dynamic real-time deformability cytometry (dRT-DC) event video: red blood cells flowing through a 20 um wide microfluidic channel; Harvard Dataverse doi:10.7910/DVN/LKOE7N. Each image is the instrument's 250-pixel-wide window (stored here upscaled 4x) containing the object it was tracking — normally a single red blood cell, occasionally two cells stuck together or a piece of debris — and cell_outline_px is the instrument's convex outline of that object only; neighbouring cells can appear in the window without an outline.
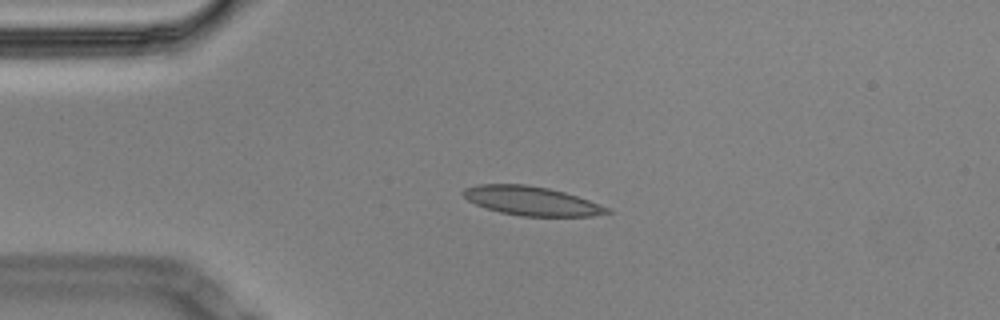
{"species": "Egyptian fruit bat (a non-hibernating species)", "species_latin": "Rousettus aegyptiacus", "temperature_condition": "cold", "stored_images_in_passage": 45, "camera_frame_rate_fps": 3000, "um_per_image_px": 0.085, "animal": {"sex": "male"}, "frame": {"image": 1, "passage_image": 1, "time_ms": 0.0, "image_size_px": [1000, 320], "cell_outline_px": [[612, 212], [592, 216], [520, 216], [500, 212], [476, 204], [468, 200], [460, 192], [464, 188], [480, 184], [524, 184], [548, 188], [564, 192], [588, 200], [608, 208]], "centroid_in_image_um": [45.15, 17.07], "position_along_channel_um": 39.9, "area_um2": 24.04}}
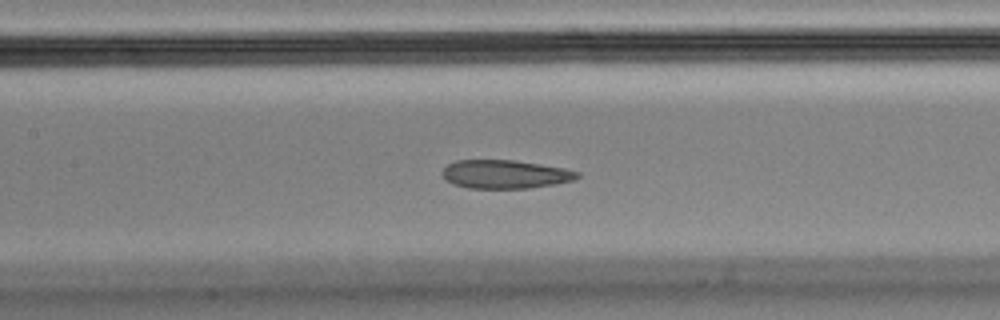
{"frame": {"image": 2, "passage_image": 14, "time_ms": 4.333, "image_size_px": [1000, 320], "cell_outline_px": [[580, 176], [572, 180], [556, 184], [528, 188], [468, 188], [452, 184], [444, 180], [440, 172], [448, 164], [456, 160], [516, 160], [564, 168], [580, 172]], "centroid_in_image_um": [42.89, 14.81], "position_along_channel_um": 164.5, "area_um2": 22.6}}
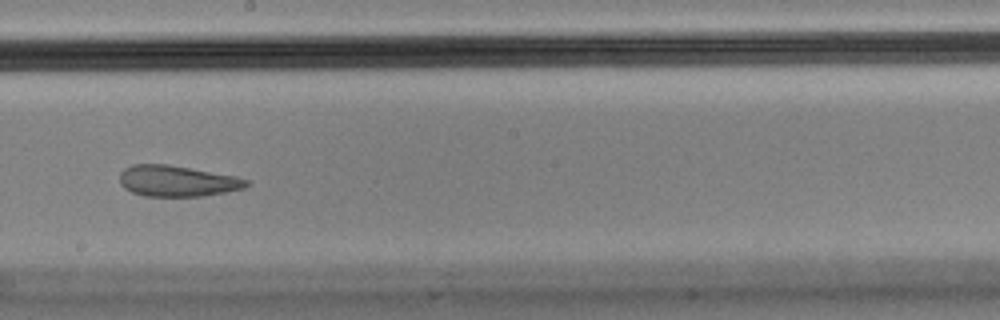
{"frame": {"image": 3, "passage_image": 20, "time_ms": 6.333, "image_size_px": [1000, 320], "cell_outline_px": [[248, 184], [244, 188], [224, 192], [200, 196], [144, 196], [132, 192], [124, 188], [120, 184], [120, 172], [124, 168], [132, 164], [168, 164], [236, 176], [248, 180]], "centroid_in_image_um": [15.02, 15.38], "position_along_channel_um": 233.2, "area_um2": 22.83}, "authors_computed_cell_mechanics": {"area_um2": 24.9696, "velocity_mm_per_s": 3.4428, "shape_relaxation_time_tau1_ms": null, "shape_relaxation_time_tau2_ms": 2.291, "deformation_change_tau1": null, "deformation_change_tau2": 0.0872}}